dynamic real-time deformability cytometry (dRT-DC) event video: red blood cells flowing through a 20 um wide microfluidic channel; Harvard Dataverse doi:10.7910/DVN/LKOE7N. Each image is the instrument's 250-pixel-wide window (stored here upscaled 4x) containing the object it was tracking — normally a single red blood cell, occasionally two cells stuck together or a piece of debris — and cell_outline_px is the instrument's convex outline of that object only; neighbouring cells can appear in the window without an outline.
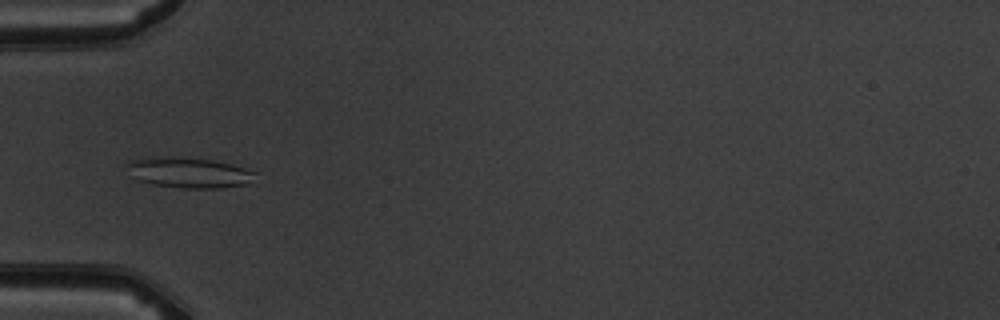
{"species": "common noctule bat (a hibernating species)", "species_latin": "Nyctalus noctula", "temperature_condition": "warm", "stored_images_in_passage": 5, "camera_frame_rate_fps": 3000, "um_per_image_px": 0.085, "animal": {"sex": "male", "body_mass_g": 19.5, "forearm_length_mm": 54.6}, "frame": {"image": 1, "passage_image": 5, "time_ms": 5.333, "image_size_px": [1000, 320], "cell_outline_px": [[256, 172], [248, 184], [220, 188], [180, 188], [152, 184], [136, 180], [128, 176], [124, 164], [128, 160], [144, 156], [172, 156], [212, 160], [232, 164]], "centroid_in_image_um": [15.9, 14.65], "position_along_channel_um": 69.1, "area_um2": 23.41}}